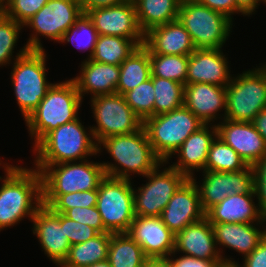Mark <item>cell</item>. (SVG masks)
Returning a JSON list of instances; mask_svg holds the SVG:
<instances>
[{"instance_id": "cell-1", "label": "cell", "mask_w": 266, "mask_h": 267, "mask_svg": "<svg viewBox=\"0 0 266 267\" xmlns=\"http://www.w3.org/2000/svg\"><path fill=\"white\" fill-rule=\"evenodd\" d=\"M6 175L0 187V231L33 216L42 204V179L36 169L3 166Z\"/></svg>"}, {"instance_id": "cell-2", "label": "cell", "mask_w": 266, "mask_h": 267, "mask_svg": "<svg viewBox=\"0 0 266 267\" xmlns=\"http://www.w3.org/2000/svg\"><path fill=\"white\" fill-rule=\"evenodd\" d=\"M101 146L116 161L115 164L101 163L105 174L110 177L130 180L131 173L144 177L163 162L154 152L143 127L132 134L103 139L98 144V152Z\"/></svg>"}, {"instance_id": "cell-3", "label": "cell", "mask_w": 266, "mask_h": 267, "mask_svg": "<svg viewBox=\"0 0 266 267\" xmlns=\"http://www.w3.org/2000/svg\"><path fill=\"white\" fill-rule=\"evenodd\" d=\"M86 132L79 117L51 130L33 148L37 153L34 165L80 162L97 155L98 143L93 132L91 129L89 134Z\"/></svg>"}, {"instance_id": "cell-4", "label": "cell", "mask_w": 266, "mask_h": 267, "mask_svg": "<svg viewBox=\"0 0 266 267\" xmlns=\"http://www.w3.org/2000/svg\"><path fill=\"white\" fill-rule=\"evenodd\" d=\"M82 98L72 79L54 83L25 120L34 146L51 130L78 118Z\"/></svg>"}, {"instance_id": "cell-5", "label": "cell", "mask_w": 266, "mask_h": 267, "mask_svg": "<svg viewBox=\"0 0 266 267\" xmlns=\"http://www.w3.org/2000/svg\"><path fill=\"white\" fill-rule=\"evenodd\" d=\"M29 50L26 45L16 55L11 71V83L19 109L26 120L38 107L53 85L46 78V53Z\"/></svg>"}, {"instance_id": "cell-6", "label": "cell", "mask_w": 266, "mask_h": 267, "mask_svg": "<svg viewBox=\"0 0 266 267\" xmlns=\"http://www.w3.org/2000/svg\"><path fill=\"white\" fill-rule=\"evenodd\" d=\"M204 125L205 123L184 105L143 121V128L154 152L165 164L183 142Z\"/></svg>"}, {"instance_id": "cell-7", "label": "cell", "mask_w": 266, "mask_h": 267, "mask_svg": "<svg viewBox=\"0 0 266 267\" xmlns=\"http://www.w3.org/2000/svg\"><path fill=\"white\" fill-rule=\"evenodd\" d=\"M35 166L42 179V195L95 190L106 176L101 163L88 160Z\"/></svg>"}, {"instance_id": "cell-8", "label": "cell", "mask_w": 266, "mask_h": 267, "mask_svg": "<svg viewBox=\"0 0 266 267\" xmlns=\"http://www.w3.org/2000/svg\"><path fill=\"white\" fill-rule=\"evenodd\" d=\"M177 19L190 34L196 49L222 48L233 24L228 16L197 0H182Z\"/></svg>"}, {"instance_id": "cell-9", "label": "cell", "mask_w": 266, "mask_h": 267, "mask_svg": "<svg viewBox=\"0 0 266 267\" xmlns=\"http://www.w3.org/2000/svg\"><path fill=\"white\" fill-rule=\"evenodd\" d=\"M266 108V64L233 77L226 86L225 119L251 122Z\"/></svg>"}, {"instance_id": "cell-10", "label": "cell", "mask_w": 266, "mask_h": 267, "mask_svg": "<svg viewBox=\"0 0 266 267\" xmlns=\"http://www.w3.org/2000/svg\"><path fill=\"white\" fill-rule=\"evenodd\" d=\"M131 180L105 176L98 187L97 209L110 233H126L135 219Z\"/></svg>"}, {"instance_id": "cell-11", "label": "cell", "mask_w": 266, "mask_h": 267, "mask_svg": "<svg viewBox=\"0 0 266 267\" xmlns=\"http://www.w3.org/2000/svg\"><path fill=\"white\" fill-rule=\"evenodd\" d=\"M91 104L97 126L90 129L98 144L110 136L132 134L143 127V120L121 94L98 95L92 97Z\"/></svg>"}, {"instance_id": "cell-12", "label": "cell", "mask_w": 266, "mask_h": 267, "mask_svg": "<svg viewBox=\"0 0 266 267\" xmlns=\"http://www.w3.org/2000/svg\"><path fill=\"white\" fill-rule=\"evenodd\" d=\"M82 13L77 0H49L23 25V27L29 26L33 29V34L26 44L27 48L43 50L40 38H38L40 34L59 42L63 34L75 24Z\"/></svg>"}, {"instance_id": "cell-13", "label": "cell", "mask_w": 266, "mask_h": 267, "mask_svg": "<svg viewBox=\"0 0 266 267\" xmlns=\"http://www.w3.org/2000/svg\"><path fill=\"white\" fill-rule=\"evenodd\" d=\"M162 162L145 177L148 182L134 192L135 216L160 217L163 209L187 177L172 166L159 170ZM138 191V193H137ZM137 193V194H136Z\"/></svg>"}, {"instance_id": "cell-14", "label": "cell", "mask_w": 266, "mask_h": 267, "mask_svg": "<svg viewBox=\"0 0 266 267\" xmlns=\"http://www.w3.org/2000/svg\"><path fill=\"white\" fill-rule=\"evenodd\" d=\"M203 173V182L197 187L204 212L230 195L255 194L254 171L250 165L238 172L204 171Z\"/></svg>"}, {"instance_id": "cell-15", "label": "cell", "mask_w": 266, "mask_h": 267, "mask_svg": "<svg viewBox=\"0 0 266 267\" xmlns=\"http://www.w3.org/2000/svg\"><path fill=\"white\" fill-rule=\"evenodd\" d=\"M99 35L118 36L133 40L139 47L144 45L133 0L116 6L92 9L87 12Z\"/></svg>"}, {"instance_id": "cell-16", "label": "cell", "mask_w": 266, "mask_h": 267, "mask_svg": "<svg viewBox=\"0 0 266 267\" xmlns=\"http://www.w3.org/2000/svg\"><path fill=\"white\" fill-rule=\"evenodd\" d=\"M204 217L194 176L179 186L160 215L162 222L173 234Z\"/></svg>"}, {"instance_id": "cell-17", "label": "cell", "mask_w": 266, "mask_h": 267, "mask_svg": "<svg viewBox=\"0 0 266 267\" xmlns=\"http://www.w3.org/2000/svg\"><path fill=\"white\" fill-rule=\"evenodd\" d=\"M35 234L47 257L60 266L71 247L65 232V216L42 205L32 218Z\"/></svg>"}, {"instance_id": "cell-18", "label": "cell", "mask_w": 266, "mask_h": 267, "mask_svg": "<svg viewBox=\"0 0 266 267\" xmlns=\"http://www.w3.org/2000/svg\"><path fill=\"white\" fill-rule=\"evenodd\" d=\"M216 246L212 224L204 217L175 234L173 256L180 251L194 258L224 261L226 264L237 263L223 257Z\"/></svg>"}, {"instance_id": "cell-19", "label": "cell", "mask_w": 266, "mask_h": 267, "mask_svg": "<svg viewBox=\"0 0 266 267\" xmlns=\"http://www.w3.org/2000/svg\"><path fill=\"white\" fill-rule=\"evenodd\" d=\"M222 120L216 125L217 136L247 165L253 166L266 155V142L251 122Z\"/></svg>"}, {"instance_id": "cell-20", "label": "cell", "mask_w": 266, "mask_h": 267, "mask_svg": "<svg viewBox=\"0 0 266 267\" xmlns=\"http://www.w3.org/2000/svg\"><path fill=\"white\" fill-rule=\"evenodd\" d=\"M128 234L142 247L147 258H167L174 253L175 234L160 217L136 216Z\"/></svg>"}, {"instance_id": "cell-21", "label": "cell", "mask_w": 266, "mask_h": 267, "mask_svg": "<svg viewBox=\"0 0 266 267\" xmlns=\"http://www.w3.org/2000/svg\"><path fill=\"white\" fill-rule=\"evenodd\" d=\"M221 48L196 49L189 55L186 84L210 83L226 87L231 80Z\"/></svg>"}, {"instance_id": "cell-22", "label": "cell", "mask_w": 266, "mask_h": 267, "mask_svg": "<svg viewBox=\"0 0 266 267\" xmlns=\"http://www.w3.org/2000/svg\"><path fill=\"white\" fill-rule=\"evenodd\" d=\"M149 54L189 56L196 47L185 27L174 20L150 29L144 34V45Z\"/></svg>"}, {"instance_id": "cell-23", "label": "cell", "mask_w": 266, "mask_h": 267, "mask_svg": "<svg viewBox=\"0 0 266 267\" xmlns=\"http://www.w3.org/2000/svg\"><path fill=\"white\" fill-rule=\"evenodd\" d=\"M184 106L203 123L209 124L218 118L217 112L226 113V87L210 83H193L184 86Z\"/></svg>"}, {"instance_id": "cell-24", "label": "cell", "mask_w": 266, "mask_h": 267, "mask_svg": "<svg viewBox=\"0 0 266 267\" xmlns=\"http://www.w3.org/2000/svg\"><path fill=\"white\" fill-rule=\"evenodd\" d=\"M255 195H230L209 208L205 212V217L210 223H254L257 221L256 225L258 223L262 225L266 219L261 214L258 205L253 202Z\"/></svg>"}, {"instance_id": "cell-25", "label": "cell", "mask_w": 266, "mask_h": 267, "mask_svg": "<svg viewBox=\"0 0 266 267\" xmlns=\"http://www.w3.org/2000/svg\"><path fill=\"white\" fill-rule=\"evenodd\" d=\"M216 136V125H212L209 130L208 124H205L198 131L192 133L175 151L174 155L178 153L179 159L171 166L187 178L193 177L195 169L204 172L208 151Z\"/></svg>"}, {"instance_id": "cell-26", "label": "cell", "mask_w": 266, "mask_h": 267, "mask_svg": "<svg viewBox=\"0 0 266 267\" xmlns=\"http://www.w3.org/2000/svg\"><path fill=\"white\" fill-rule=\"evenodd\" d=\"M80 74L72 80L82 99L89 92L91 95L93 93V97L114 94L119 82L120 66L87 59L81 64Z\"/></svg>"}, {"instance_id": "cell-27", "label": "cell", "mask_w": 266, "mask_h": 267, "mask_svg": "<svg viewBox=\"0 0 266 267\" xmlns=\"http://www.w3.org/2000/svg\"><path fill=\"white\" fill-rule=\"evenodd\" d=\"M216 245L231 248L243 256L249 255L266 236L255 223H211ZM266 227V226H265Z\"/></svg>"}, {"instance_id": "cell-28", "label": "cell", "mask_w": 266, "mask_h": 267, "mask_svg": "<svg viewBox=\"0 0 266 267\" xmlns=\"http://www.w3.org/2000/svg\"><path fill=\"white\" fill-rule=\"evenodd\" d=\"M137 21L145 34L150 29L177 20L182 0H133Z\"/></svg>"}, {"instance_id": "cell-29", "label": "cell", "mask_w": 266, "mask_h": 267, "mask_svg": "<svg viewBox=\"0 0 266 267\" xmlns=\"http://www.w3.org/2000/svg\"><path fill=\"white\" fill-rule=\"evenodd\" d=\"M110 232L99 233L86 242L71 245L61 267H87L108 259Z\"/></svg>"}, {"instance_id": "cell-30", "label": "cell", "mask_w": 266, "mask_h": 267, "mask_svg": "<svg viewBox=\"0 0 266 267\" xmlns=\"http://www.w3.org/2000/svg\"><path fill=\"white\" fill-rule=\"evenodd\" d=\"M119 66L120 75L116 93L121 95L145 82L152 75L149 51L144 46L138 47Z\"/></svg>"}, {"instance_id": "cell-31", "label": "cell", "mask_w": 266, "mask_h": 267, "mask_svg": "<svg viewBox=\"0 0 266 267\" xmlns=\"http://www.w3.org/2000/svg\"><path fill=\"white\" fill-rule=\"evenodd\" d=\"M147 257L142 247L126 233H112L108 261L112 267H144Z\"/></svg>"}, {"instance_id": "cell-32", "label": "cell", "mask_w": 266, "mask_h": 267, "mask_svg": "<svg viewBox=\"0 0 266 267\" xmlns=\"http://www.w3.org/2000/svg\"><path fill=\"white\" fill-rule=\"evenodd\" d=\"M139 46L131 39L99 35L92 57L94 62L119 66Z\"/></svg>"}, {"instance_id": "cell-33", "label": "cell", "mask_w": 266, "mask_h": 267, "mask_svg": "<svg viewBox=\"0 0 266 267\" xmlns=\"http://www.w3.org/2000/svg\"><path fill=\"white\" fill-rule=\"evenodd\" d=\"M154 87V116L168 113L184 105V84L152 76Z\"/></svg>"}, {"instance_id": "cell-34", "label": "cell", "mask_w": 266, "mask_h": 267, "mask_svg": "<svg viewBox=\"0 0 266 267\" xmlns=\"http://www.w3.org/2000/svg\"><path fill=\"white\" fill-rule=\"evenodd\" d=\"M247 166L237 152L216 136L210 145L204 171L238 172Z\"/></svg>"}, {"instance_id": "cell-35", "label": "cell", "mask_w": 266, "mask_h": 267, "mask_svg": "<svg viewBox=\"0 0 266 267\" xmlns=\"http://www.w3.org/2000/svg\"><path fill=\"white\" fill-rule=\"evenodd\" d=\"M151 76L161 77L186 85L189 56L149 54Z\"/></svg>"}, {"instance_id": "cell-36", "label": "cell", "mask_w": 266, "mask_h": 267, "mask_svg": "<svg viewBox=\"0 0 266 267\" xmlns=\"http://www.w3.org/2000/svg\"><path fill=\"white\" fill-rule=\"evenodd\" d=\"M98 32L94 27L91 18L87 13L76 20L75 24L71 26L64 34L59 43H73L79 49L85 51L90 49V54L87 59H90L94 53L95 44L98 39Z\"/></svg>"}, {"instance_id": "cell-37", "label": "cell", "mask_w": 266, "mask_h": 267, "mask_svg": "<svg viewBox=\"0 0 266 267\" xmlns=\"http://www.w3.org/2000/svg\"><path fill=\"white\" fill-rule=\"evenodd\" d=\"M98 189L62 195H42V204L54 213L64 214L74 207H94L97 205Z\"/></svg>"}, {"instance_id": "cell-38", "label": "cell", "mask_w": 266, "mask_h": 267, "mask_svg": "<svg viewBox=\"0 0 266 267\" xmlns=\"http://www.w3.org/2000/svg\"><path fill=\"white\" fill-rule=\"evenodd\" d=\"M154 87L152 76L145 82L123 94L125 101L141 119L154 116Z\"/></svg>"}, {"instance_id": "cell-39", "label": "cell", "mask_w": 266, "mask_h": 267, "mask_svg": "<svg viewBox=\"0 0 266 267\" xmlns=\"http://www.w3.org/2000/svg\"><path fill=\"white\" fill-rule=\"evenodd\" d=\"M23 25L0 11V66L9 64Z\"/></svg>"}, {"instance_id": "cell-40", "label": "cell", "mask_w": 266, "mask_h": 267, "mask_svg": "<svg viewBox=\"0 0 266 267\" xmlns=\"http://www.w3.org/2000/svg\"><path fill=\"white\" fill-rule=\"evenodd\" d=\"M49 0H2L1 11L17 23L24 25Z\"/></svg>"}, {"instance_id": "cell-41", "label": "cell", "mask_w": 266, "mask_h": 267, "mask_svg": "<svg viewBox=\"0 0 266 267\" xmlns=\"http://www.w3.org/2000/svg\"><path fill=\"white\" fill-rule=\"evenodd\" d=\"M65 217L96 229L99 233L108 232L102 223L101 215L96 206L94 207H74L67 210Z\"/></svg>"}, {"instance_id": "cell-42", "label": "cell", "mask_w": 266, "mask_h": 267, "mask_svg": "<svg viewBox=\"0 0 266 267\" xmlns=\"http://www.w3.org/2000/svg\"><path fill=\"white\" fill-rule=\"evenodd\" d=\"M254 191L261 214L266 219V155L253 166Z\"/></svg>"}, {"instance_id": "cell-43", "label": "cell", "mask_w": 266, "mask_h": 267, "mask_svg": "<svg viewBox=\"0 0 266 267\" xmlns=\"http://www.w3.org/2000/svg\"><path fill=\"white\" fill-rule=\"evenodd\" d=\"M65 232L70 245L86 242L99 234L96 229L87 224L73 221L67 217H65Z\"/></svg>"}, {"instance_id": "cell-44", "label": "cell", "mask_w": 266, "mask_h": 267, "mask_svg": "<svg viewBox=\"0 0 266 267\" xmlns=\"http://www.w3.org/2000/svg\"><path fill=\"white\" fill-rule=\"evenodd\" d=\"M172 267H219L224 261H210L183 255L176 259L170 258Z\"/></svg>"}, {"instance_id": "cell-45", "label": "cell", "mask_w": 266, "mask_h": 267, "mask_svg": "<svg viewBox=\"0 0 266 267\" xmlns=\"http://www.w3.org/2000/svg\"><path fill=\"white\" fill-rule=\"evenodd\" d=\"M243 260V266L238 265L239 267H266V236Z\"/></svg>"}, {"instance_id": "cell-46", "label": "cell", "mask_w": 266, "mask_h": 267, "mask_svg": "<svg viewBox=\"0 0 266 267\" xmlns=\"http://www.w3.org/2000/svg\"><path fill=\"white\" fill-rule=\"evenodd\" d=\"M200 4L208 8L223 13L230 19L235 13V0H197Z\"/></svg>"}, {"instance_id": "cell-47", "label": "cell", "mask_w": 266, "mask_h": 267, "mask_svg": "<svg viewBox=\"0 0 266 267\" xmlns=\"http://www.w3.org/2000/svg\"><path fill=\"white\" fill-rule=\"evenodd\" d=\"M83 13H87L92 9L106 8L122 4L128 0H77Z\"/></svg>"}, {"instance_id": "cell-48", "label": "cell", "mask_w": 266, "mask_h": 267, "mask_svg": "<svg viewBox=\"0 0 266 267\" xmlns=\"http://www.w3.org/2000/svg\"><path fill=\"white\" fill-rule=\"evenodd\" d=\"M259 1L263 0H235V13L249 16L257 9Z\"/></svg>"}, {"instance_id": "cell-49", "label": "cell", "mask_w": 266, "mask_h": 267, "mask_svg": "<svg viewBox=\"0 0 266 267\" xmlns=\"http://www.w3.org/2000/svg\"><path fill=\"white\" fill-rule=\"evenodd\" d=\"M251 123L266 142V108L260 111Z\"/></svg>"}, {"instance_id": "cell-50", "label": "cell", "mask_w": 266, "mask_h": 267, "mask_svg": "<svg viewBox=\"0 0 266 267\" xmlns=\"http://www.w3.org/2000/svg\"><path fill=\"white\" fill-rule=\"evenodd\" d=\"M144 267H172L169 257L167 258H147Z\"/></svg>"}, {"instance_id": "cell-51", "label": "cell", "mask_w": 266, "mask_h": 267, "mask_svg": "<svg viewBox=\"0 0 266 267\" xmlns=\"http://www.w3.org/2000/svg\"><path fill=\"white\" fill-rule=\"evenodd\" d=\"M87 267H112L108 260L97 262Z\"/></svg>"}, {"instance_id": "cell-52", "label": "cell", "mask_w": 266, "mask_h": 267, "mask_svg": "<svg viewBox=\"0 0 266 267\" xmlns=\"http://www.w3.org/2000/svg\"><path fill=\"white\" fill-rule=\"evenodd\" d=\"M219 267H239V266H238V263H236V264H226V263H224V264L220 265Z\"/></svg>"}]
</instances>
